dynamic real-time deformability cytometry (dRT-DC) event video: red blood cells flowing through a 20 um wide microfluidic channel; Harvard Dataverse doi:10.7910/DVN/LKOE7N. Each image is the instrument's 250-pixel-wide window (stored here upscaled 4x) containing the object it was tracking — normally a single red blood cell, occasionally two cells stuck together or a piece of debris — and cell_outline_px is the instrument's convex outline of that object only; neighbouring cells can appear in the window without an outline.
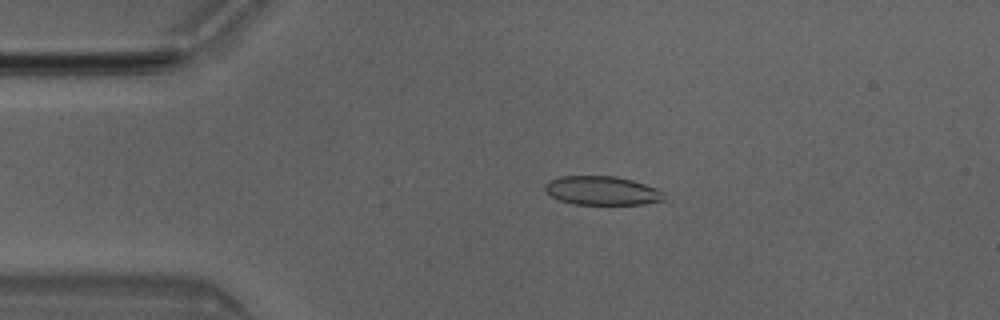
{"species": "Egyptian fruit bat (a non-hibernating species)", "species_latin": "Rousettus aegyptiacus", "temperature_condition": "room temperature", "stored_images_in_passage": 3, "camera_frame_rate_fps": 3000, "um_per_image_px": 0.085, "animal": {"sex": "male"}, "frame": {"image": 1, "passage_image": 2, "time_ms": 0.333, "image_size_px": [1000, 320], "cell_outline_px": [[668, 200], [644, 204], [576, 204], [560, 200], [552, 196], [544, 188], [544, 184], [548, 180], [560, 176], [616, 176], [632, 180], [656, 188], [664, 192]], "centroid_in_image_um": [51.21, 16.2], "position_along_channel_um": 33.8, "area_um2": 20.11}}